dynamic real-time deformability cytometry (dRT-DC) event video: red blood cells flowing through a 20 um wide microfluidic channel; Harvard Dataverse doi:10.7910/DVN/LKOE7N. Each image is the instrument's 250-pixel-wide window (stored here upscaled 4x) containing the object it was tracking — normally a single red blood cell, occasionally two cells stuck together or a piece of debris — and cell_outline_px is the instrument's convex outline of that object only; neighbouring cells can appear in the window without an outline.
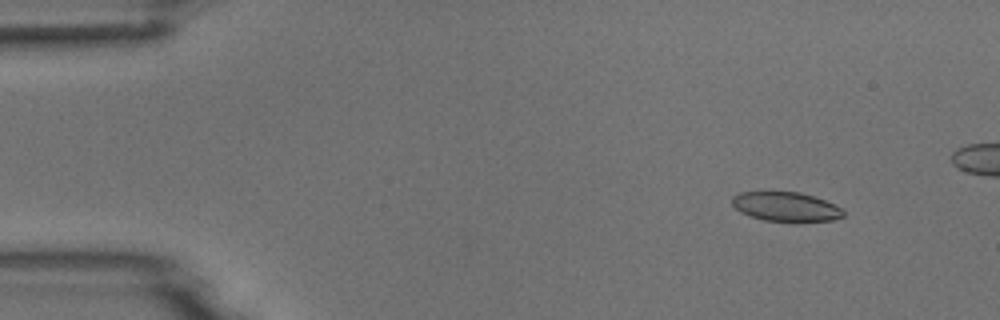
{"species": "common noctule bat (a hibernating species)", "species_latin": "Nyctalus noctula", "temperature_condition": "room temperature", "stored_images_in_passage": 5, "camera_frame_rate_fps": 3000, "um_per_image_px": 0.085, "animal": {"sex": "male", "body_mass_g": 18.8}, "frame": {"image": 1, "passage_image": 1, "time_ms": 0.0, "image_size_px": [1000, 320], "cell_outline_px": [[844, 216], [832, 220], [796, 224], [792, 224], [764, 220], [740, 212], [732, 204], [732, 196], [740, 192], [800, 192], [836, 204], [844, 212]], "centroid_in_image_um": [66.83, 17.61], "position_along_channel_um": 18.2, "area_um2": 19.54}}